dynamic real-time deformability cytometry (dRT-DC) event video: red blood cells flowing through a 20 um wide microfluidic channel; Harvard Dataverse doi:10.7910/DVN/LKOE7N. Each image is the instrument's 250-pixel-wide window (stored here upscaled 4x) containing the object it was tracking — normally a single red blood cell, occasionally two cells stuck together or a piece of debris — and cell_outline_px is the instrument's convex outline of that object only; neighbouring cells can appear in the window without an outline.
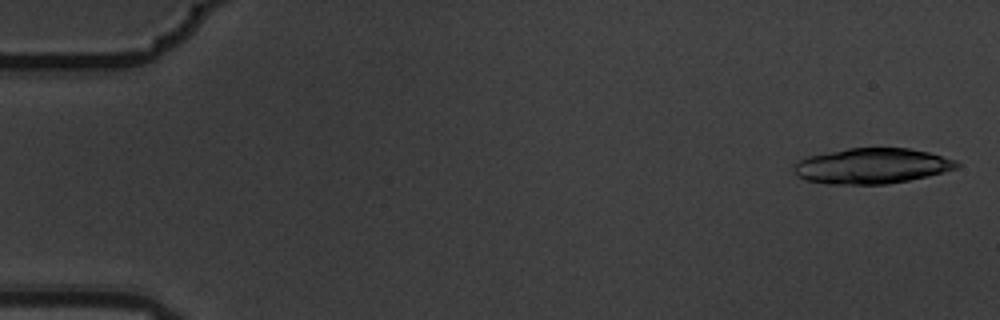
{"species": "common noctule bat (a hibernating species)", "species_latin": "Nyctalus noctula", "temperature_condition": "warm", "stored_images_in_passage": 10, "camera_frame_rate_fps": 3000, "um_per_image_px": 0.085, "animal": {"sex": "male", "body_mass_g": 19.5, "forearm_length_mm": 54.6}, "frame": {"image": 1, "passage_image": 1, "time_ms": 0.0, "image_size_px": [1000, 320], "cell_outline_px": [[960, 164], [956, 168], [944, 172], [928, 176], [888, 184], [828, 184], [808, 180], [796, 176], [792, 168], [800, 160], [808, 156], [848, 148], [908, 148], [928, 152], [956, 160]], "centroid_in_image_um": [74.1, 14.11], "position_along_channel_um": 10.9, "area_um2": 33.52}}
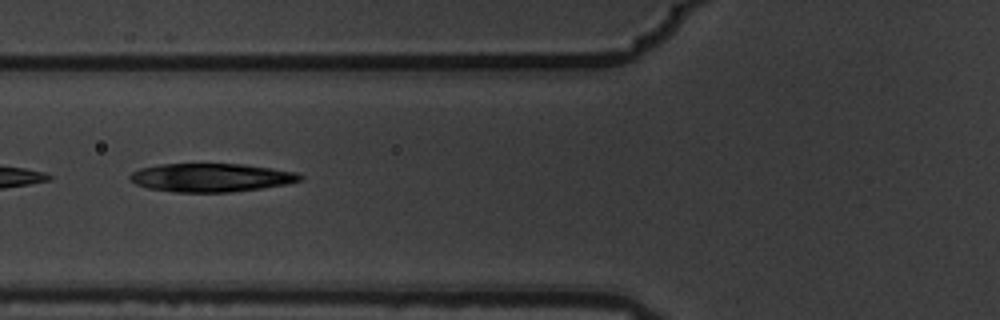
{"frame": {"image": 2, "passage_image": 6, "time_ms": 1.667, "image_size_px": [1000, 320], "cell_outline_px": [[304, 180], [284, 184], [260, 188], [228, 192], [176, 192], [148, 188], [136, 184], [128, 180], [128, 176], [132, 172], [140, 168], [160, 164], [244, 164], [272, 168], [296, 172], [304, 176]], "centroid_in_image_um": [17.93, 15.09], "position_along_channel_um": 107.9, "area_um2": 28.21}}
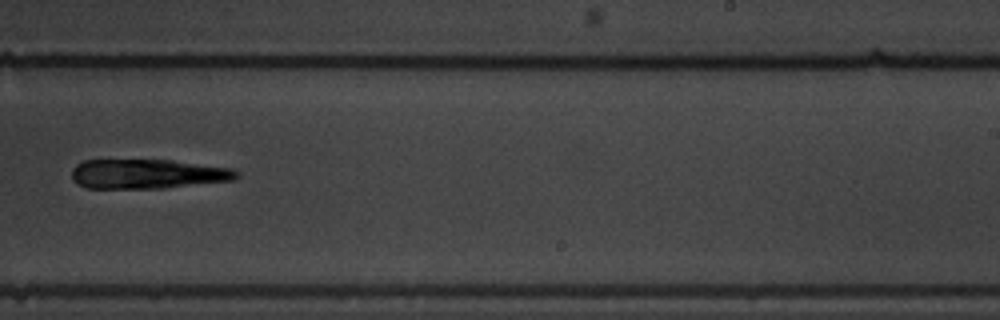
{"frame": {"image": 3, "passage_image": 10, "time_ms": 3.0, "image_size_px": [1000, 320], "cell_outline_px": [[240, 176], [236, 180], [164, 188], [88, 188], [76, 184], [72, 180], [72, 168], [76, 164], [84, 160], [172, 160], [236, 168], [240, 172]], "centroid_in_image_um": [12.61, 14.78], "position_along_channel_um": 276.4, "area_um2": 28.84}}